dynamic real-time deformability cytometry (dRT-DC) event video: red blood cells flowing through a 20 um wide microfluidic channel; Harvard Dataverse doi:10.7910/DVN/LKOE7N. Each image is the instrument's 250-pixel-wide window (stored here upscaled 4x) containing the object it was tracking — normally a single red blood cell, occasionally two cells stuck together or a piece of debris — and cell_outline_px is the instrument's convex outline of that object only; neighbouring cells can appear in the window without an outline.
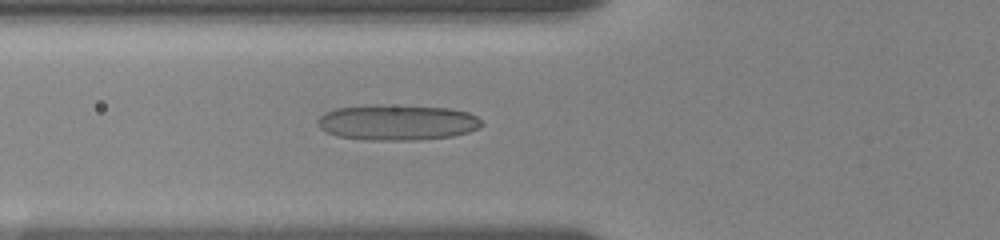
{"species": "human", "species_latin": "Homo sapiens", "temperature_condition": "room temperature", "stored_images_in_passage": 18, "camera_frame_rate_fps": 3000, "um_per_image_px": 0.085, "donor": {"sex": "female"}, "frame": {"image": 1, "passage_image": 16, "time_ms": 7.0, "image_size_px": [1000, 240], "cell_outline_px": [[484, 124], [480, 128], [468, 132], [452, 136], [412, 140], [368, 140], [336, 136], [324, 132], [316, 124], [316, 120], [324, 112], [336, 108], [372, 104], [384, 104], [452, 108], [468, 112], [476, 116]], "centroid_in_image_um": [33.72, 10.39], "position_along_channel_um": 92.1, "area_um2": 34.56}}
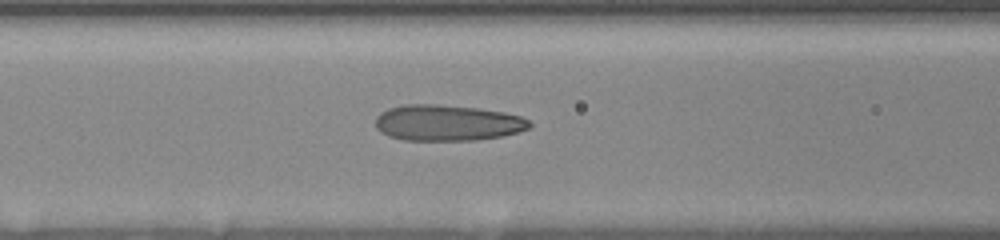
{"frame": {"image": 2, "passage_image": 18, "time_ms": 8.0, "image_size_px": [1000, 240], "cell_outline_px": [[532, 124], [528, 128], [520, 132], [504, 136], [476, 140], [404, 140], [388, 136], [380, 132], [376, 128], [376, 116], [380, 112], [388, 108], [404, 104], [436, 104], [476, 108], [504, 112], [520, 116], [528, 120]], "centroid_in_image_um": [38.01, 10.44], "position_along_channel_um": 128.6, "area_um2": 32.48}}